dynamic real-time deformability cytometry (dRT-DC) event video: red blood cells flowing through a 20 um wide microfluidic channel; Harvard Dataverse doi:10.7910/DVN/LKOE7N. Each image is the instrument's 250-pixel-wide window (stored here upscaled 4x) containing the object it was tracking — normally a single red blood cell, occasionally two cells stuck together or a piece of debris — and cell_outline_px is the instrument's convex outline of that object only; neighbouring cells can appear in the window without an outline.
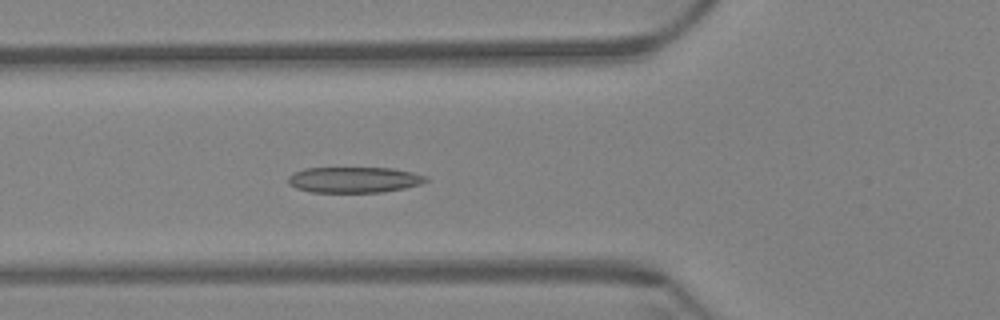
{"species": "Egyptian fruit bat (a non-hibernating species)", "species_latin": "Rousettus aegyptiacus", "temperature_condition": "warm", "stored_images_in_passage": 60, "camera_frame_rate_fps": 3000, "um_per_image_px": 0.085, "animal": {"sex": "female"}, "frame": {"image": 1, "passage_image": 22, "time_ms": 7.0, "image_size_px": [1000, 320], "cell_outline_px": [[428, 180], [420, 184], [404, 188], [380, 192], [312, 192], [296, 188], [288, 184], [288, 176], [292, 172], [304, 168], [392, 168], [412, 172], [428, 176]], "centroid_in_image_um": [30.07, 15.27], "position_along_channel_um": 95.7, "area_um2": 20.75}}
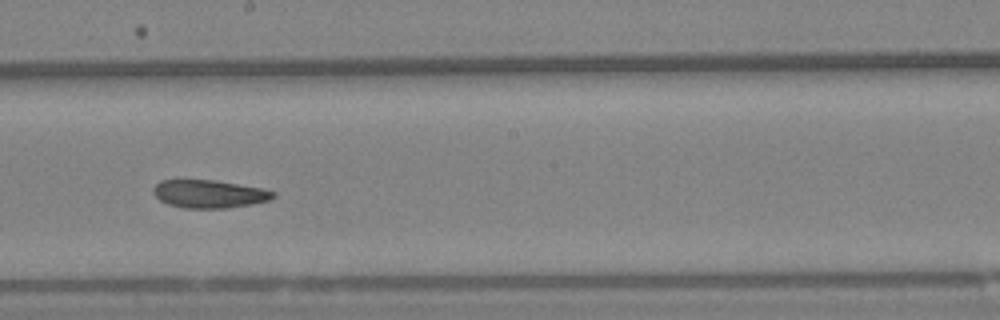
{"frame": {"image": 2, "passage_image": 34, "time_ms": 11.0, "image_size_px": [1000, 320], "cell_outline_px": [[276, 196], [268, 200], [248, 204], [224, 208], [184, 208], [168, 204], [160, 200], [152, 192], [152, 188], [160, 180], [212, 180], [264, 188], [276, 192]], "centroid_in_image_um": [17.76, 16.47], "position_along_channel_um": 230.4, "area_um2": 19.42}}
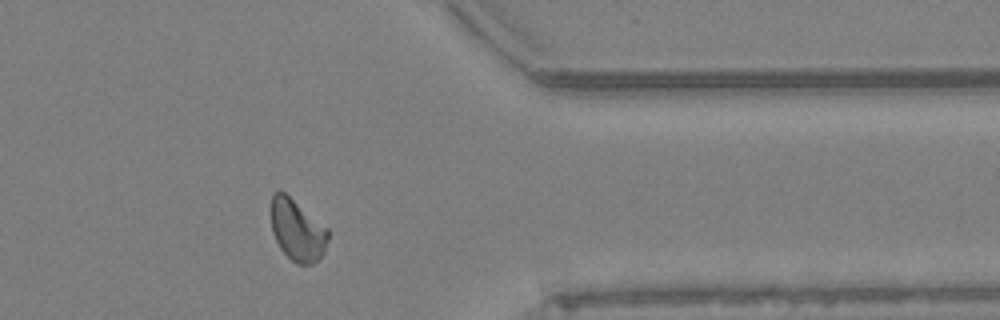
{"frame": {"image": 3, "passage_image": 49, "time_ms": 16.0, "image_size_px": [1000, 320], "cell_outline_px": [[328, 240], [324, 252], [312, 264], [296, 264], [280, 248], [272, 232], [272, 192], [280, 188], [328, 228]], "centroid_in_image_um": [25.26, 19.53], "position_along_channel_um": 386.1, "area_um2": 20.35}, "authors_computed_cell_mechanics": {"area_um2": 20.6924, "velocity_mm_per_s": 3.3851, "shape_relaxation_time_tau1_ms": null, "shape_relaxation_time_tau2_ms": 4.9549, "deformation_change_tau1": null, "deformation_change_tau2": 0.1064}}